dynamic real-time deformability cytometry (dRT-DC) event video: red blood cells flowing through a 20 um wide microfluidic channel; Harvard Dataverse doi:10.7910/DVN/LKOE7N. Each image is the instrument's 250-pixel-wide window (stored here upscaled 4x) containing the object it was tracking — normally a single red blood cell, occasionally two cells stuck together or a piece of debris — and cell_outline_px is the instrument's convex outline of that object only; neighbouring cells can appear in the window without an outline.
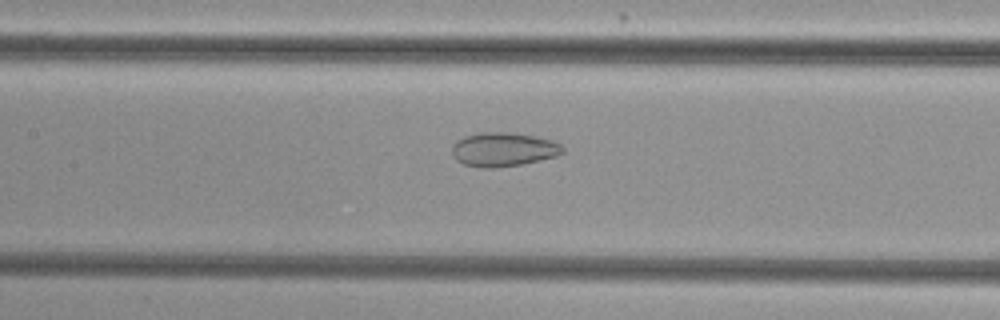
{"species": "common noctule bat (a hibernating species)", "species_latin": "Nyctalus noctula", "temperature_condition": "cold", "stored_images_in_passage": 34, "camera_frame_rate_fps": 3000, "um_per_image_px": 0.085, "animal": {"sex": "female", "body_mass_g": 29.2, "forearm_length_mm": 56.3}, "frame": {"image": 1, "passage_image": 9, "time_ms": 2.667, "image_size_px": [1000, 320], "cell_outline_px": [[564, 152], [556, 156], [540, 160], [520, 164], [492, 168], [480, 168], [464, 164], [456, 160], [452, 156], [452, 144], [464, 136], [484, 132], [504, 132], [536, 136], [552, 140], [560, 144], [564, 148]], "centroid_in_image_um": [42.77, 12.7], "position_along_channel_um": 164.6, "area_um2": 21.91}}
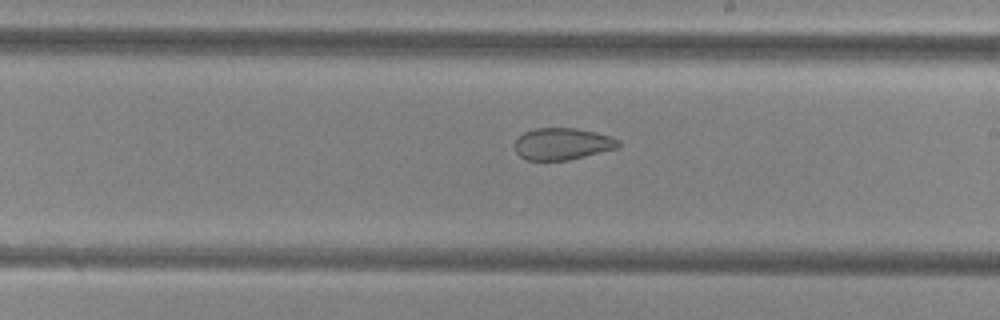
{"frame": {"image": 2, "passage_image": 15, "time_ms": 4.667, "image_size_px": [1000, 320], "cell_outline_px": [[620, 144], [616, 148], [568, 160], [528, 160], [520, 156], [516, 152], [516, 136], [532, 128], [576, 128], [596, 132], [620, 140]], "centroid_in_image_um": [47.77, 12.21], "position_along_channel_um": 241.2, "area_um2": 19.13}}
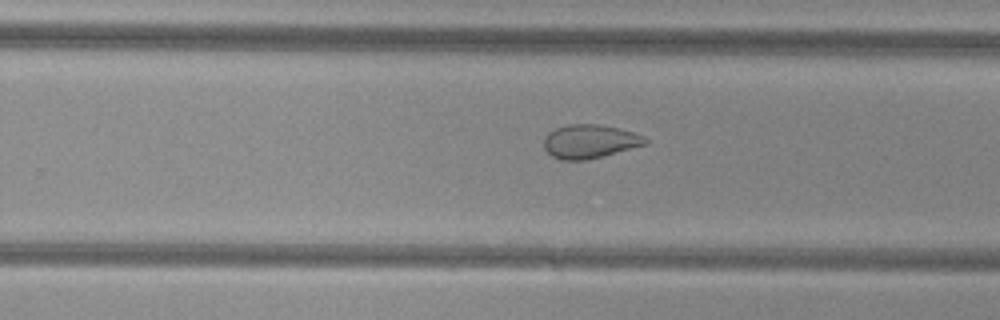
{"frame": {"image": 3, "passage_image": 18, "time_ms": 5.667, "image_size_px": [1000, 320], "cell_outline_px": [[648, 144], [604, 156], [588, 160], [560, 160], [552, 156], [544, 148], [544, 136], [548, 132], [556, 128], [568, 124], [600, 124], [632, 132], [644, 136], [648, 140]], "centroid_in_image_um": [50.12, 12.03], "position_along_channel_um": 279.7, "area_um2": 20.06}, "authors_computed_cell_mechanics": {"area_um2": 21.8195, "velocity_mm_per_s": 3.8486, "shape_relaxation_time_tau1_ms": null, "shape_relaxation_time_tau2_ms": 2.3047, "deformation_change_tau1": null, "deformation_change_tau2": 0.0778}}